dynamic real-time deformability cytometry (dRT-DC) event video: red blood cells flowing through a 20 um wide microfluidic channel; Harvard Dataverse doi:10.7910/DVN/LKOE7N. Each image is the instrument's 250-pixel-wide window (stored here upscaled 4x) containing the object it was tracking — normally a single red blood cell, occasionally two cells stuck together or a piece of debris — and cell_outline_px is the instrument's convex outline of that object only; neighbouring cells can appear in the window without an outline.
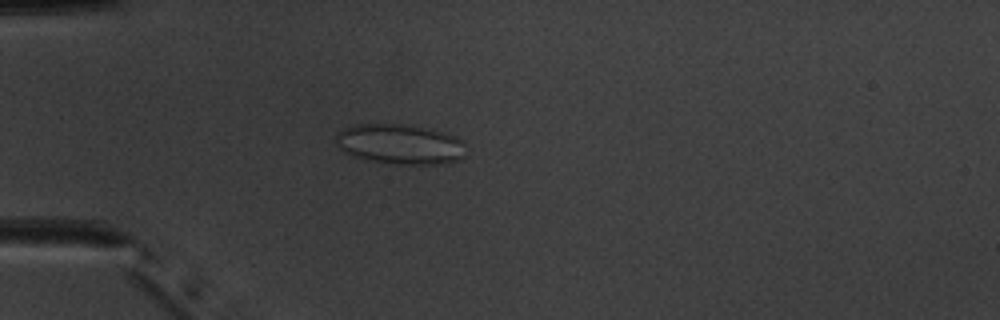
{"species": "common noctule bat (a hibernating species)", "species_latin": "Nyctalus noctula", "temperature_condition": "warm", "stored_images_in_passage": 51, "camera_frame_rate_fps": 3000, "um_per_image_px": 0.085, "animal": {"sex": "male", "body_mass_g": 20.1, "forearm_length_mm": 53.5}, "frame": {"image": 1, "passage_image": 15, "time_ms": 4.667, "image_size_px": [1000, 320], "cell_outline_px": [[464, 156], [460, 160], [440, 164], [396, 164], [372, 160], [356, 156], [344, 152], [336, 144], [336, 132], [352, 124], [400, 124], [440, 132], [464, 140]], "centroid_in_image_um": [33.97, 12.26], "position_along_channel_um": 51.0, "area_um2": 30.0}}
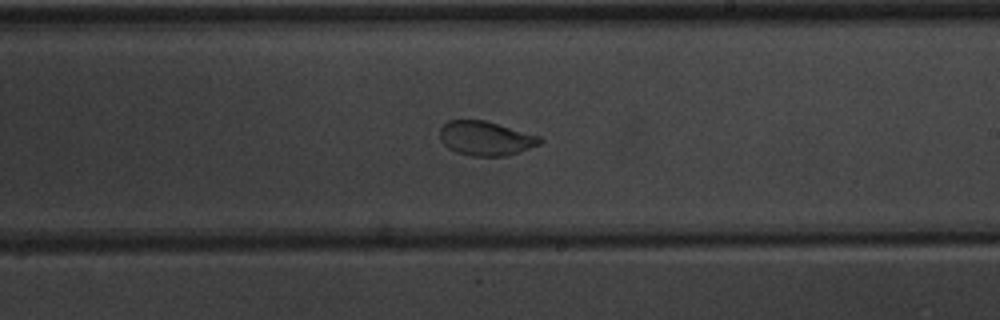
{"frame": {"image": 2, "passage_image": 31, "time_ms": 10.0, "image_size_px": [1000, 320], "cell_outline_px": [[544, 140], [540, 144], [504, 156], [472, 156], [456, 152], [448, 148], [440, 140], [440, 128], [448, 120], [484, 120], [540, 136]], "centroid_in_image_um": [41.26, 11.75], "position_along_channel_um": 247.7, "area_um2": 19.83}}
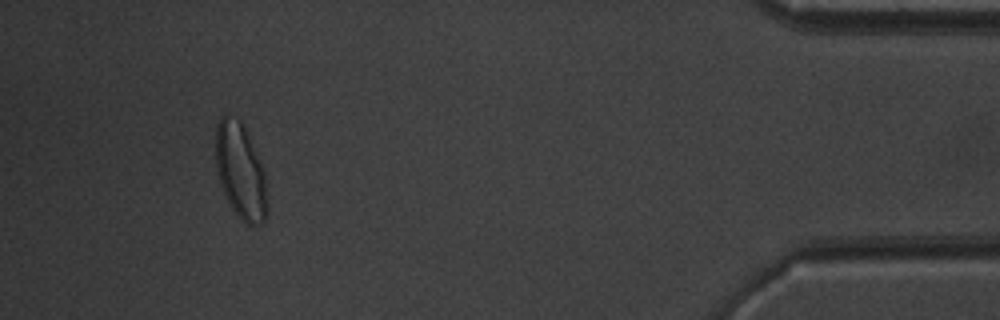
{"frame": {"image": 3, "passage_image": 48, "time_ms": 15.667, "image_size_px": [1000, 320], "cell_outline_px": [[268, 208], [264, 220], [260, 224], [252, 228], [240, 220], [224, 196], [216, 172], [216, 128], [220, 116], [224, 116], [240, 120], [244, 128], [264, 172], [268, 204]], "centroid_in_image_um": [20.43, 14.65], "position_along_channel_um": 414.8, "area_um2": 28.55}, "authors_computed_cell_mechanics": {"area_um2": 25.0852, "velocity_mm_per_s": 3.9687, "shape_relaxation_time_tau1_ms": 7.2138, "shape_relaxation_time_tau2_ms": null, "deformation_change_tau1": 0.1463, "deformation_change_tau2": null}}